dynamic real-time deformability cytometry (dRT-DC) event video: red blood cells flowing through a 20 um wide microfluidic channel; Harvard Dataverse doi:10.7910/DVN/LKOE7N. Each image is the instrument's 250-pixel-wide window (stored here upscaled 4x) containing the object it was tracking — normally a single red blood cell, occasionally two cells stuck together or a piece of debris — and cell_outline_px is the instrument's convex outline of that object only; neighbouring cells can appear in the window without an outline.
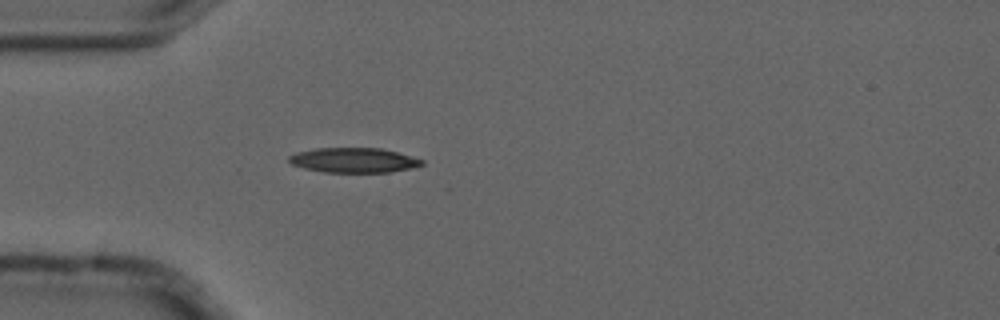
{"species": "common noctule bat (a hibernating species)", "species_latin": "Nyctalus noctula", "temperature_condition": "cold", "stored_images_in_passage": 5, "camera_frame_rate_fps": 3000, "um_per_image_px": 0.085, "animal": {"sex": "male", "forearm_length_mm": 52.5}, "frame": {"image": 1, "passage_image": 5, "time_ms": 1.333, "image_size_px": [1000, 320], "cell_outline_px": [[424, 164], [412, 168], [388, 172], [324, 172], [304, 168], [292, 164], [288, 160], [288, 156], [296, 152], [316, 148], [380, 148], [396, 152], [424, 160]], "centroid_in_image_um": [30.05, 13.61], "position_along_channel_um": 55.0, "area_um2": 19.13}}